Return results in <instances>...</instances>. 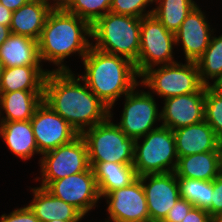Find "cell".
<instances>
[{
  "label": "cell",
  "mask_w": 222,
  "mask_h": 222,
  "mask_svg": "<svg viewBox=\"0 0 222 222\" xmlns=\"http://www.w3.org/2000/svg\"><path fill=\"white\" fill-rule=\"evenodd\" d=\"M70 71L50 70L44 84L43 101L65 119L79 135L104 122L109 108Z\"/></svg>",
  "instance_id": "6da1fadb"
},
{
  "label": "cell",
  "mask_w": 222,
  "mask_h": 222,
  "mask_svg": "<svg viewBox=\"0 0 222 222\" xmlns=\"http://www.w3.org/2000/svg\"><path fill=\"white\" fill-rule=\"evenodd\" d=\"M88 38L92 39L91 25L57 4L49 13L38 40L40 60L58 66L55 71H70L64 60L75 53L83 59L92 46Z\"/></svg>",
  "instance_id": "7a4b0ae2"
},
{
  "label": "cell",
  "mask_w": 222,
  "mask_h": 222,
  "mask_svg": "<svg viewBox=\"0 0 222 222\" xmlns=\"http://www.w3.org/2000/svg\"><path fill=\"white\" fill-rule=\"evenodd\" d=\"M85 73L81 81L109 108L121 96L128 94L139 84L134 63L130 60L90 47L83 57Z\"/></svg>",
  "instance_id": "3957f363"
},
{
  "label": "cell",
  "mask_w": 222,
  "mask_h": 222,
  "mask_svg": "<svg viewBox=\"0 0 222 222\" xmlns=\"http://www.w3.org/2000/svg\"><path fill=\"white\" fill-rule=\"evenodd\" d=\"M141 18L108 12L91 26L92 47L136 63L140 51Z\"/></svg>",
  "instance_id": "277c9868"
},
{
  "label": "cell",
  "mask_w": 222,
  "mask_h": 222,
  "mask_svg": "<svg viewBox=\"0 0 222 222\" xmlns=\"http://www.w3.org/2000/svg\"><path fill=\"white\" fill-rule=\"evenodd\" d=\"M111 112L104 122L81 134L87 145L89 162L133 164L135 139L128 137L113 123Z\"/></svg>",
  "instance_id": "5b68a950"
},
{
  "label": "cell",
  "mask_w": 222,
  "mask_h": 222,
  "mask_svg": "<svg viewBox=\"0 0 222 222\" xmlns=\"http://www.w3.org/2000/svg\"><path fill=\"white\" fill-rule=\"evenodd\" d=\"M144 139L142 144L139 140ZM174 133L160 125L135 139L134 162L137 176L174 172L178 162Z\"/></svg>",
  "instance_id": "8992f818"
},
{
  "label": "cell",
  "mask_w": 222,
  "mask_h": 222,
  "mask_svg": "<svg viewBox=\"0 0 222 222\" xmlns=\"http://www.w3.org/2000/svg\"><path fill=\"white\" fill-rule=\"evenodd\" d=\"M140 85L153 90L163 99L198 92L204 84L201 82L196 62L186 61L185 64L175 62L151 67L141 75Z\"/></svg>",
  "instance_id": "52a82bcc"
},
{
  "label": "cell",
  "mask_w": 222,
  "mask_h": 222,
  "mask_svg": "<svg viewBox=\"0 0 222 222\" xmlns=\"http://www.w3.org/2000/svg\"><path fill=\"white\" fill-rule=\"evenodd\" d=\"M175 35L153 15L141 18L140 51L134 64L138 75L151 67L172 64Z\"/></svg>",
  "instance_id": "ba28073f"
},
{
  "label": "cell",
  "mask_w": 222,
  "mask_h": 222,
  "mask_svg": "<svg viewBox=\"0 0 222 222\" xmlns=\"http://www.w3.org/2000/svg\"><path fill=\"white\" fill-rule=\"evenodd\" d=\"M39 164L41 171V185L46 188L52 181H56L72 174L81 173L90 168L88 150L84 138L79 135L68 144L42 154Z\"/></svg>",
  "instance_id": "9c48e42d"
},
{
  "label": "cell",
  "mask_w": 222,
  "mask_h": 222,
  "mask_svg": "<svg viewBox=\"0 0 222 222\" xmlns=\"http://www.w3.org/2000/svg\"><path fill=\"white\" fill-rule=\"evenodd\" d=\"M140 83L125 95L124 109L121 119L116 124L128 137L138 139L145 136L154 126L156 121H161V113L152 93L136 90ZM155 127V128H154Z\"/></svg>",
  "instance_id": "30bf717a"
},
{
  "label": "cell",
  "mask_w": 222,
  "mask_h": 222,
  "mask_svg": "<svg viewBox=\"0 0 222 222\" xmlns=\"http://www.w3.org/2000/svg\"><path fill=\"white\" fill-rule=\"evenodd\" d=\"M47 189L54 197L77 208L84 216L101 199L92 167L88 170L52 181Z\"/></svg>",
  "instance_id": "8fae6325"
},
{
  "label": "cell",
  "mask_w": 222,
  "mask_h": 222,
  "mask_svg": "<svg viewBox=\"0 0 222 222\" xmlns=\"http://www.w3.org/2000/svg\"><path fill=\"white\" fill-rule=\"evenodd\" d=\"M38 151L43 154L73 141L77 131L44 101L30 120Z\"/></svg>",
  "instance_id": "7c38bea8"
},
{
  "label": "cell",
  "mask_w": 222,
  "mask_h": 222,
  "mask_svg": "<svg viewBox=\"0 0 222 222\" xmlns=\"http://www.w3.org/2000/svg\"><path fill=\"white\" fill-rule=\"evenodd\" d=\"M107 199L109 219L105 222H150L148 205L141 179L130 185L111 191Z\"/></svg>",
  "instance_id": "4fadbf2b"
},
{
  "label": "cell",
  "mask_w": 222,
  "mask_h": 222,
  "mask_svg": "<svg viewBox=\"0 0 222 222\" xmlns=\"http://www.w3.org/2000/svg\"><path fill=\"white\" fill-rule=\"evenodd\" d=\"M139 178L142 181L150 222H162L180 198L179 183L175 173L145 174Z\"/></svg>",
  "instance_id": "5bb4252c"
},
{
  "label": "cell",
  "mask_w": 222,
  "mask_h": 222,
  "mask_svg": "<svg viewBox=\"0 0 222 222\" xmlns=\"http://www.w3.org/2000/svg\"><path fill=\"white\" fill-rule=\"evenodd\" d=\"M206 87L204 85L195 93L164 99L161 125L175 130L204 121Z\"/></svg>",
  "instance_id": "9a60e30c"
},
{
  "label": "cell",
  "mask_w": 222,
  "mask_h": 222,
  "mask_svg": "<svg viewBox=\"0 0 222 222\" xmlns=\"http://www.w3.org/2000/svg\"><path fill=\"white\" fill-rule=\"evenodd\" d=\"M208 23L205 13L197 5L174 33L175 44L181 43L185 61L196 62L207 49L214 29Z\"/></svg>",
  "instance_id": "2e32d148"
},
{
  "label": "cell",
  "mask_w": 222,
  "mask_h": 222,
  "mask_svg": "<svg viewBox=\"0 0 222 222\" xmlns=\"http://www.w3.org/2000/svg\"><path fill=\"white\" fill-rule=\"evenodd\" d=\"M172 131L178 157L220 150V139L205 120Z\"/></svg>",
  "instance_id": "e0dca14e"
},
{
  "label": "cell",
  "mask_w": 222,
  "mask_h": 222,
  "mask_svg": "<svg viewBox=\"0 0 222 222\" xmlns=\"http://www.w3.org/2000/svg\"><path fill=\"white\" fill-rule=\"evenodd\" d=\"M50 0H30L12 12L10 31L39 40L49 13L57 5Z\"/></svg>",
  "instance_id": "ac0fdd59"
},
{
  "label": "cell",
  "mask_w": 222,
  "mask_h": 222,
  "mask_svg": "<svg viewBox=\"0 0 222 222\" xmlns=\"http://www.w3.org/2000/svg\"><path fill=\"white\" fill-rule=\"evenodd\" d=\"M33 200L27 205L40 222L81 221L84 215L73 205L54 197L47 189L32 188Z\"/></svg>",
  "instance_id": "d6986e66"
},
{
  "label": "cell",
  "mask_w": 222,
  "mask_h": 222,
  "mask_svg": "<svg viewBox=\"0 0 222 222\" xmlns=\"http://www.w3.org/2000/svg\"><path fill=\"white\" fill-rule=\"evenodd\" d=\"M44 90L0 92V121H28L43 102ZM1 110L6 116L1 118Z\"/></svg>",
  "instance_id": "ffe728a7"
},
{
  "label": "cell",
  "mask_w": 222,
  "mask_h": 222,
  "mask_svg": "<svg viewBox=\"0 0 222 222\" xmlns=\"http://www.w3.org/2000/svg\"><path fill=\"white\" fill-rule=\"evenodd\" d=\"M221 172V150L179 157L174 171L177 178L205 181H213Z\"/></svg>",
  "instance_id": "44dd1931"
},
{
  "label": "cell",
  "mask_w": 222,
  "mask_h": 222,
  "mask_svg": "<svg viewBox=\"0 0 222 222\" xmlns=\"http://www.w3.org/2000/svg\"><path fill=\"white\" fill-rule=\"evenodd\" d=\"M0 60L4 67L42 66L38 41L11 33L0 46Z\"/></svg>",
  "instance_id": "7402d4cb"
},
{
  "label": "cell",
  "mask_w": 222,
  "mask_h": 222,
  "mask_svg": "<svg viewBox=\"0 0 222 222\" xmlns=\"http://www.w3.org/2000/svg\"><path fill=\"white\" fill-rule=\"evenodd\" d=\"M0 136L8 149L24 161L31 159L34 154L42 155L38 151L30 120L0 121Z\"/></svg>",
  "instance_id": "603a6c76"
},
{
  "label": "cell",
  "mask_w": 222,
  "mask_h": 222,
  "mask_svg": "<svg viewBox=\"0 0 222 222\" xmlns=\"http://www.w3.org/2000/svg\"><path fill=\"white\" fill-rule=\"evenodd\" d=\"M94 172L100 197L130 185L138 176L133 164L89 162Z\"/></svg>",
  "instance_id": "cb8c5ba5"
},
{
  "label": "cell",
  "mask_w": 222,
  "mask_h": 222,
  "mask_svg": "<svg viewBox=\"0 0 222 222\" xmlns=\"http://www.w3.org/2000/svg\"><path fill=\"white\" fill-rule=\"evenodd\" d=\"M49 71L44 70L42 66L5 67L0 82V92L44 90Z\"/></svg>",
  "instance_id": "d4e9b609"
},
{
  "label": "cell",
  "mask_w": 222,
  "mask_h": 222,
  "mask_svg": "<svg viewBox=\"0 0 222 222\" xmlns=\"http://www.w3.org/2000/svg\"><path fill=\"white\" fill-rule=\"evenodd\" d=\"M154 3L156 8H152V14L172 33L179 29L188 14L198 5L193 0H154Z\"/></svg>",
  "instance_id": "484cf974"
},
{
  "label": "cell",
  "mask_w": 222,
  "mask_h": 222,
  "mask_svg": "<svg viewBox=\"0 0 222 222\" xmlns=\"http://www.w3.org/2000/svg\"><path fill=\"white\" fill-rule=\"evenodd\" d=\"M196 64L201 82L206 86L210 84L209 80L222 73V34L218 37L212 35L209 46Z\"/></svg>",
  "instance_id": "4316f807"
},
{
  "label": "cell",
  "mask_w": 222,
  "mask_h": 222,
  "mask_svg": "<svg viewBox=\"0 0 222 222\" xmlns=\"http://www.w3.org/2000/svg\"><path fill=\"white\" fill-rule=\"evenodd\" d=\"M180 197L187 200L194 207L207 210L211 206L213 181L192 178H177Z\"/></svg>",
  "instance_id": "83f0119b"
},
{
  "label": "cell",
  "mask_w": 222,
  "mask_h": 222,
  "mask_svg": "<svg viewBox=\"0 0 222 222\" xmlns=\"http://www.w3.org/2000/svg\"><path fill=\"white\" fill-rule=\"evenodd\" d=\"M112 0H62L60 5L69 13L87 21L91 26L110 12Z\"/></svg>",
  "instance_id": "f1b7e54d"
},
{
  "label": "cell",
  "mask_w": 222,
  "mask_h": 222,
  "mask_svg": "<svg viewBox=\"0 0 222 222\" xmlns=\"http://www.w3.org/2000/svg\"><path fill=\"white\" fill-rule=\"evenodd\" d=\"M204 120L212 127L214 133L222 139V97L215 94L208 86L205 92Z\"/></svg>",
  "instance_id": "f546056e"
},
{
  "label": "cell",
  "mask_w": 222,
  "mask_h": 222,
  "mask_svg": "<svg viewBox=\"0 0 222 222\" xmlns=\"http://www.w3.org/2000/svg\"><path fill=\"white\" fill-rule=\"evenodd\" d=\"M153 2L154 0H112L110 12L142 18L152 14L153 10L145 9Z\"/></svg>",
  "instance_id": "4dcf8cb0"
},
{
  "label": "cell",
  "mask_w": 222,
  "mask_h": 222,
  "mask_svg": "<svg viewBox=\"0 0 222 222\" xmlns=\"http://www.w3.org/2000/svg\"><path fill=\"white\" fill-rule=\"evenodd\" d=\"M193 207V204L180 197L162 222H181Z\"/></svg>",
  "instance_id": "1f68e13d"
},
{
  "label": "cell",
  "mask_w": 222,
  "mask_h": 222,
  "mask_svg": "<svg viewBox=\"0 0 222 222\" xmlns=\"http://www.w3.org/2000/svg\"><path fill=\"white\" fill-rule=\"evenodd\" d=\"M207 211L212 218L222 213V172L213 180L211 206Z\"/></svg>",
  "instance_id": "d6a6232c"
},
{
  "label": "cell",
  "mask_w": 222,
  "mask_h": 222,
  "mask_svg": "<svg viewBox=\"0 0 222 222\" xmlns=\"http://www.w3.org/2000/svg\"><path fill=\"white\" fill-rule=\"evenodd\" d=\"M0 222H40L28 206L16 208L8 215L2 214Z\"/></svg>",
  "instance_id": "836d02e7"
},
{
  "label": "cell",
  "mask_w": 222,
  "mask_h": 222,
  "mask_svg": "<svg viewBox=\"0 0 222 222\" xmlns=\"http://www.w3.org/2000/svg\"><path fill=\"white\" fill-rule=\"evenodd\" d=\"M181 222H213L207 210L193 207Z\"/></svg>",
  "instance_id": "e575fe53"
},
{
  "label": "cell",
  "mask_w": 222,
  "mask_h": 222,
  "mask_svg": "<svg viewBox=\"0 0 222 222\" xmlns=\"http://www.w3.org/2000/svg\"><path fill=\"white\" fill-rule=\"evenodd\" d=\"M12 11L0 4V24L9 26L11 24Z\"/></svg>",
  "instance_id": "d590c367"
},
{
  "label": "cell",
  "mask_w": 222,
  "mask_h": 222,
  "mask_svg": "<svg viewBox=\"0 0 222 222\" xmlns=\"http://www.w3.org/2000/svg\"><path fill=\"white\" fill-rule=\"evenodd\" d=\"M28 1L30 0H0V4L4 5L13 12L26 4Z\"/></svg>",
  "instance_id": "8d00e7d4"
},
{
  "label": "cell",
  "mask_w": 222,
  "mask_h": 222,
  "mask_svg": "<svg viewBox=\"0 0 222 222\" xmlns=\"http://www.w3.org/2000/svg\"><path fill=\"white\" fill-rule=\"evenodd\" d=\"M213 81V84H208L207 86L217 95L222 97V73H220Z\"/></svg>",
  "instance_id": "74e56055"
},
{
  "label": "cell",
  "mask_w": 222,
  "mask_h": 222,
  "mask_svg": "<svg viewBox=\"0 0 222 222\" xmlns=\"http://www.w3.org/2000/svg\"><path fill=\"white\" fill-rule=\"evenodd\" d=\"M11 34L10 27L0 24V46Z\"/></svg>",
  "instance_id": "f35d334b"
},
{
  "label": "cell",
  "mask_w": 222,
  "mask_h": 222,
  "mask_svg": "<svg viewBox=\"0 0 222 222\" xmlns=\"http://www.w3.org/2000/svg\"><path fill=\"white\" fill-rule=\"evenodd\" d=\"M213 222H222V213L213 217Z\"/></svg>",
  "instance_id": "ab89813d"
},
{
  "label": "cell",
  "mask_w": 222,
  "mask_h": 222,
  "mask_svg": "<svg viewBox=\"0 0 222 222\" xmlns=\"http://www.w3.org/2000/svg\"><path fill=\"white\" fill-rule=\"evenodd\" d=\"M4 64L2 63V61L0 60V82H1V78H2V74H3V71H4Z\"/></svg>",
  "instance_id": "60d3db41"
},
{
  "label": "cell",
  "mask_w": 222,
  "mask_h": 222,
  "mask_svg": "<svg viewBox=\"0 0 222 222\" xmlns=\"http://www.w3.org/2000/svg\"><path fill=\"white\" fill-rule=\"evenodd\" d=\"M49 222H79V221H63V220H53V221H49Z\"/></svg>",
  "instance_id": "b9f144b4"
},
{
  "label": "cell",
  "mask_w": 222,
  "mask_h": 222,
  "mask_svg": "<svg viewBox=\"0 0 222 222\" xmlns=\"http://www.w3.org/2000/svg\"><path fill=\"white\" fill-rule=\"evenodd\" d=\"M220 150H221V159H222V139L220 140Z\"/></svg>",
  "instance_id": "7bdbcfd3"
},
{
  "label": "cell",
  "mask_w": 222,
  "mask_h": 222,
  "mask_svg": "<svg viewBox=\"0 0 222 222\" xmlns=\"http://www.w3.org/2000/svg\"><path fill=\"white\" fill-rule=\"evenodd\" d=\"M54 1L56 4H60L62 0H52Z\"/></svg>",
  "instance_id": "ee69618b"
}]
</instances>
